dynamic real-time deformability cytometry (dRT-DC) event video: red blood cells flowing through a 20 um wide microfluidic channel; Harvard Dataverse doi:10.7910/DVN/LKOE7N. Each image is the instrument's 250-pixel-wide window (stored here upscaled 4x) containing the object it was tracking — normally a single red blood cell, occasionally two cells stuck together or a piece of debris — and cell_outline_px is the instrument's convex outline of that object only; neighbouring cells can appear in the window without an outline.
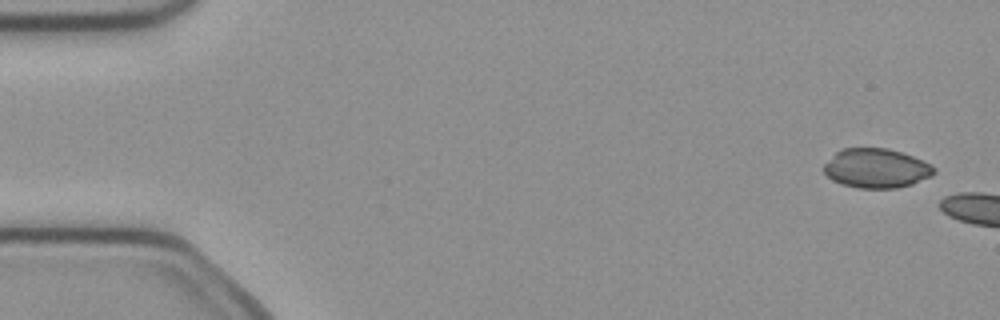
{"species": "common noctule bat (a hibernating species)", "species_latin": "Nyctalus noctula", "temperature_condition": "cold", "stored_images_in_passage": 3, "camera_frame_rate_fps": 3000, "um_per_image_px": 0.085, "animal": {"sex": "female", "body_mass_g": 21.9}, "frame": {"image": 1, "passage_image": 1, "time_ms": 0.0, "image_size_px": [1000, 320], "cell_outline_px": [[936, 172], [932, 176], [912, 184], [896, 188], [860, 188], [840, 184], [832, 180], [824, 172], [824, 164], [840, 148], [888, 148], [912, 156], [932, 164], [936, 168]], "centroid_in_image_um": [74.5, 14.3], "position_along_channel_um": 10.5, "area_um2": 25.37}}